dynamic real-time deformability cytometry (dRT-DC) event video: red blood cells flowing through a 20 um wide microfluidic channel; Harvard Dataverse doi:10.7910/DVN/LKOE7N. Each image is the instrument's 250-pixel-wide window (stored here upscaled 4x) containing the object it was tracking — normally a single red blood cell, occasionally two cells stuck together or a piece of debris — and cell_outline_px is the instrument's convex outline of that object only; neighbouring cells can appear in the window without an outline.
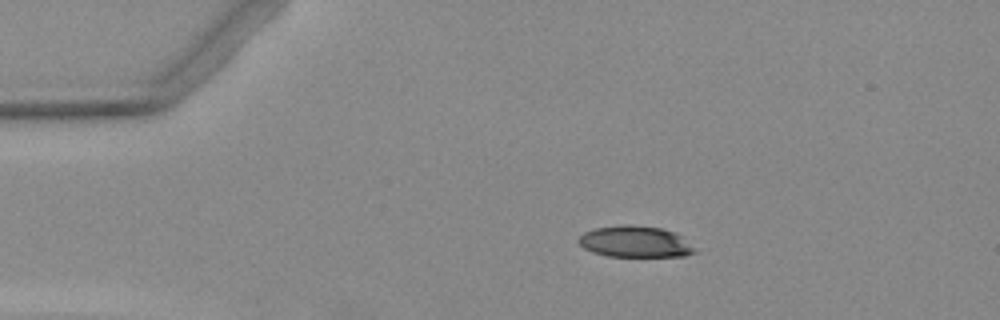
{"species": "Egyptian fruit bat (a non-hibernating species)", "species_latin": "Rousettus aegyptiacus", "temperature_condition": "warm", "stored_images_in_passage": 4, "camera_frame_rate_fps": 3000, "um_per_image_px": 0.085, "animal": {"sex": "female"}, "frame": {"image": 1, "passage_image": 2, "time_ms": 1.333, "image_size_px": [1000, 320], "cell_outline_px": [[696, 252], [684, 256], [608, 256], [592, 252], [584, 248], [576, 240], [584, 232], [596, 228], [624, 224], [628, 224], [660, 228], [676, 232]], "centroid_in_image_um": [53.93, 20.54], "position_along_channel_um": 31.1, "area_um2": 20.92}}